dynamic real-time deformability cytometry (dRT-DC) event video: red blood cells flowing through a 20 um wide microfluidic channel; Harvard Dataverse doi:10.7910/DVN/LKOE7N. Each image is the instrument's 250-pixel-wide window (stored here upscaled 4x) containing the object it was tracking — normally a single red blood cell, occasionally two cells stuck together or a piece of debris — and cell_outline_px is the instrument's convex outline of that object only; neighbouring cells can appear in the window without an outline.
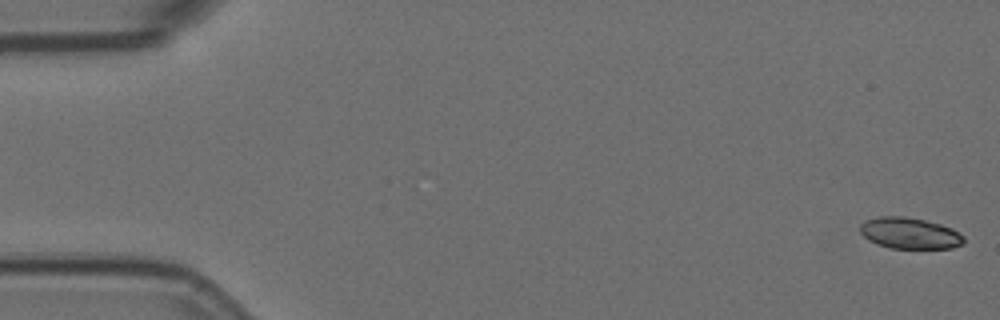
{"species": "Egyptian fruit bat (a non-hibernating species)", "species_latin": "Rousettus aegyptiacus", "temperature_condition": "room temperature", "stored_images_in_passage": 57, "camera_frame_rate_fps": 3000, "um_per_image_px": 0.085, "animal": {"sex": "female"}, "frame": {"image": 1, "passage_image": 1, "time_ms": 0.0, "image_size_px": [1000, 320], "cell_outline_px": [[964, 244], [952, 248], [892, 248], [876, 244], [868, 240], [860, 232], [860, 224], [868, 220], [880, 216], [904, 216], [924, 220], [940, 224], [952, 228], [964, 236]], "centroid_in_image_um": [77.34, 19.83], "position_along_channel_um": 7.7, "area_um2": 18.84}}
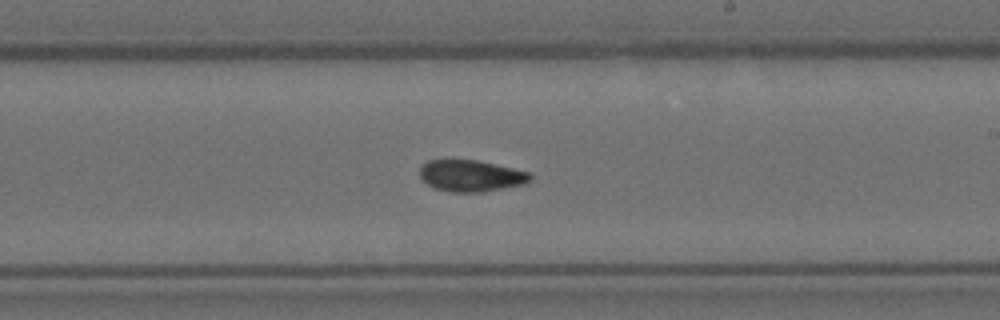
{"frame": {"image": 2, "passage_image": 33, "time_ms": 10.667, "image_size_px": [1000, 320], "cell_outline_px": [[532, 180], [524, 184], [480, 192], [452, 192], [436, 188], [428, 184], [420, 176], [420, 164], [428, 160], [444, 156], [476, 160], [512, 168], [528, 172], [532, 176]], "centroid_in_image_um": [39.95, 14.89], "position_along_channel_um": 249.0, "area_um2": 20.75}}
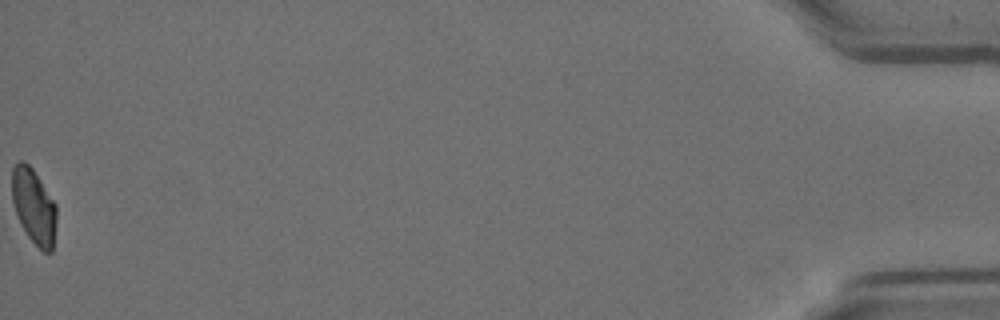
{"frame": {"image": 3, "passage_image": 57, "time_ms": 18.667, "image_size_px": [1000, 320], "cell_outline_px": [[56, 224], [52, 252], [44, 252], [28, 236], [20, 224], [12, 200], [12, 168], [20, 160], [24, 160], [32, 168], [56, 204]], "centroid_in_image_um": [2.87, 17.53], "position_along_channel_um": 432.3, "area_um2": 19.36}, "authors_computed_cell_mechanics": {"area_um2": 20.2878, "velocity_mm_per_s": 3.5861, "shape_relaxation_time_tau1_ms": 4.376, "shape_relaxation_time_tau2_ms": 4.182, "deformation_change_tau1": 0.1566, "deformation_change_tau2": 0.0974}}